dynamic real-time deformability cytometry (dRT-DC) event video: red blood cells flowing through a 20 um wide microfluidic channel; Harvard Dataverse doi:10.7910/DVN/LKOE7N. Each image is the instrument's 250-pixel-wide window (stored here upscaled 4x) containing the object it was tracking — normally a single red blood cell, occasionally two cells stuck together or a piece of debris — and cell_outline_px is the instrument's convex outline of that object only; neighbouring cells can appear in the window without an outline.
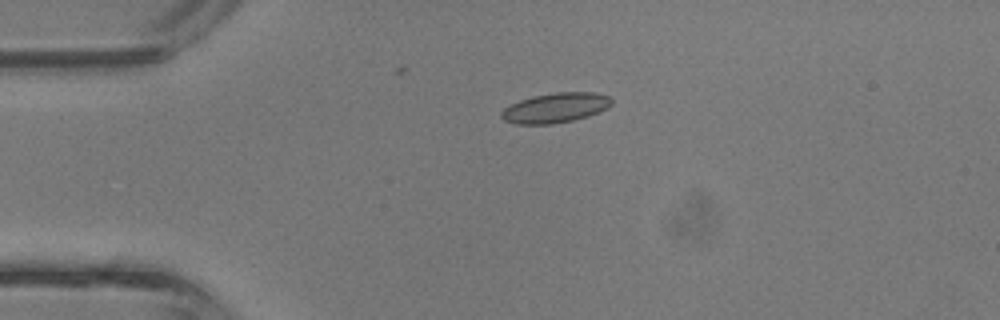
{"species": "common noctule bat (a hibernating species)", "species_latin": "Nyctalus noctula", "temperature_condition": "room temperature", "stored_images_in_passage": 5, "camera_frame_rate_fps": 3000, "um_per_image_px": 0.085, "animal": {"sex": "male", "body_mass_g": 13.3}, "frame": {"image": 1, "passage_image": 3, "time_ms": 0.667, "image_size_px": [1000, 320], "cell_outline_px": [[612, 104], [588, 116], [572, 120], [552, 124], [516, 124], [504, 120], [500, 116], [500, 112], [504, 108], [520, 100], [532, 96], [556, 92], [592, 92], [608, 96], [612, 100]], "centroid_in_image_um": [47.16, 9.16], "position_along_channel_um": 37.8, "area_um2": 18.96}}
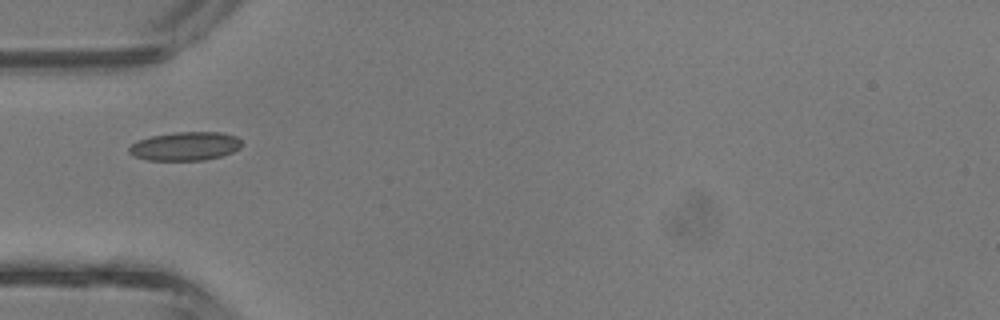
{"frame": {"image": 2, "passage_image": 4, "time_ms": 1.0, "image_size_px": [1000, 320], "cell_outline_px": [[240, 148], [232, 152], [220, 156], [204, 160], [148, 160], [136, 156], [128, 152], [128, 148], [132, 144], [140, 140], [152, 136], [176, 132], [220, 132], [236, 136], [240, 140]], "centroid_in_image_um": [15.75, 12.42], "position_along_channel_um": 69.2, "area_um2": 18.55}}
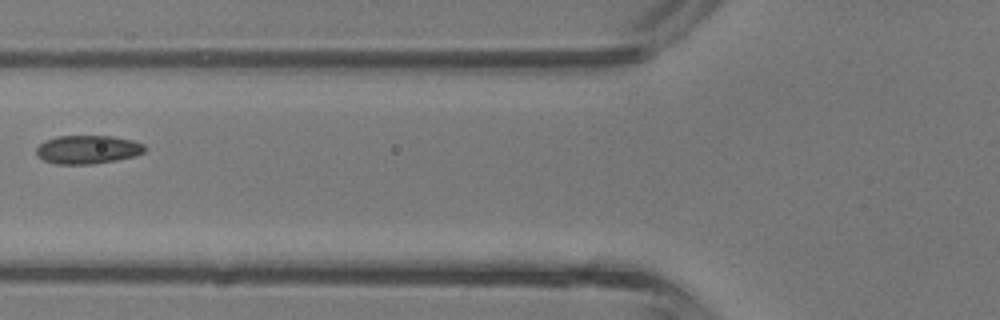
{"frame": {"image": 3, "passage_image": 5, "time_ms": 1.333, "image_size_px": [1000, 320], "cell_outline_px": [[148, 148], [144, 152], [136, 156], [116, 160], [92, 164], [56, 164], [44, 160], [36, 156], [36, 148], [44, 140], [56, 136], [112, 136], [132, 140], [144, 144]], "centroid_in_image_um": [7.46, 12.71], "position_along_channel_um": 118.3, "area_um2": 18.21}}